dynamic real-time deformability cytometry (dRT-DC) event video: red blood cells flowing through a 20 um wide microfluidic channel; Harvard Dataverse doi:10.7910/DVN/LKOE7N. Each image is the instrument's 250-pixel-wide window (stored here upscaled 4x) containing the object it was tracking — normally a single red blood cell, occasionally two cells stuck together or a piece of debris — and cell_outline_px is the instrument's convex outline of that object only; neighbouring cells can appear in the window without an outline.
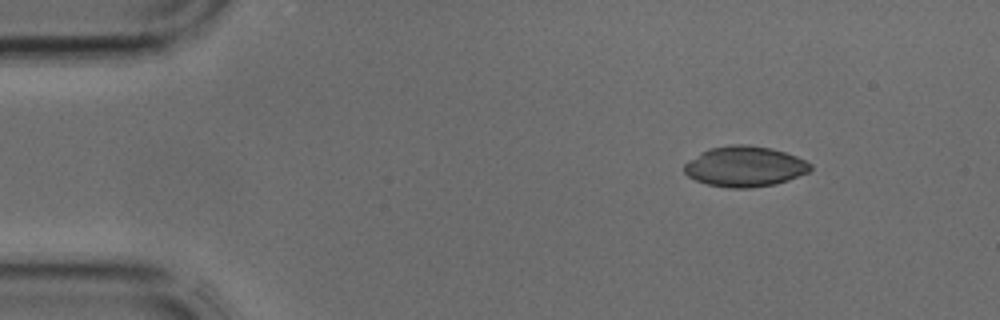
{"species": "common noctule bat (a hibernating species)", "species_latin": "Nyctalus noctula", "temperature_condition": "cold", "stored_images_in_passage": 4, "camera_frame_rate_fps": 3000, "um_per_image_px": 0.085, "animal": {"sex": "male", "body_mass_g": 17.9, "forearm_length_mm": 54.2}, "frame": {"image": 1, "passage_image": 2, "time_ms": 0.333, "image_size_px": [1000, 320], "cell_outline_px": [[812, 168], [808, 172], [788, 180], [776, 184], [752, 188], [728, 188], [708, 184], [696, 180], [688, 176], [684, 172], [684, 164], [700, 152], [708, 148], [732, 144], [748, 144], [772, 148], [796, 156], [812, 164]], "centroid_in_image_um": [63.3, 14.14], "position_along_channel_um": 21.7, "area_um2": 29.88}}
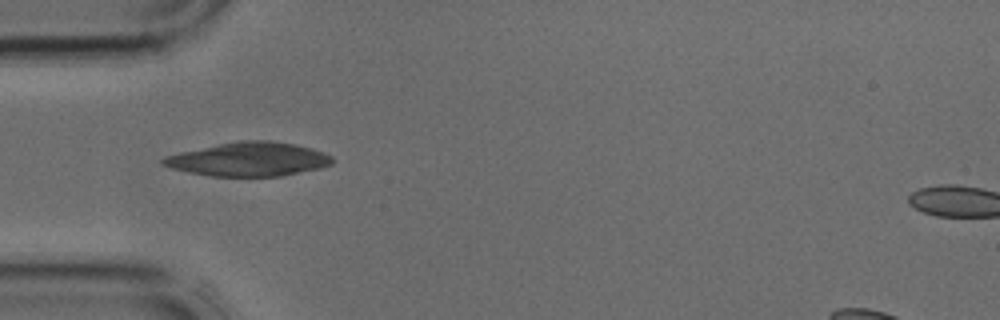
{"frame": {"image": 2, "passage_image": 4, "time_ms": 1.0, "image_size_px": [1000, 320], "cell_outline_px": [[332, 164], [320, 168], [280, 176], [212, 176], [188, 172], [172, 168], [160, 164], [160, 160], [164, 156], [180, 152], [236, 140], [268, 140], [296, 144], [312, 148], [324, 152], [332, 156]], "centroid_in_image_um": [21.13, 13.52], "position_along_channel_um": 63.9, "area_um2": 33.47}}